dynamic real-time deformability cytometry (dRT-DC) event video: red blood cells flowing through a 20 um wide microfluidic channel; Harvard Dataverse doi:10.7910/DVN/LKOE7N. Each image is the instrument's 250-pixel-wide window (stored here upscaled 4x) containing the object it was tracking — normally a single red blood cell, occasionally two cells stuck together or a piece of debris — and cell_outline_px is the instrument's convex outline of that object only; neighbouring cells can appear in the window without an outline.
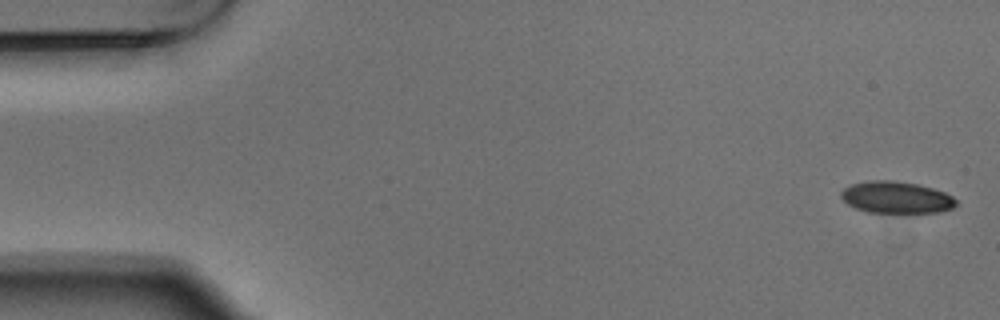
{"species": "Egyptian fruit bat (a non-hibernating species)", "species_latin": "Rousettus aegyptiacus", "temperature_condition": "warm", "stored_images_in_passage": 8, "camera_frame_rate_fps": 3000, "um_per_image_px": 0.085, "animal": {"sex": "male"}, "frame": {"image": 1, "passage_image": 1, "time_ms": 0.0, "image_size_px": [1000, 320], "cell_outline_px": [[960, 204], [952, 208], [940, 212], [868, 212], [856, 208], [848, 204], [840, 196], [840, 192], [844, 188], [852, 184], [868, 180], [892, 180], [916, 184], [932, 188], [944, 192], [952, 196]], "centroid_in_image_um": [76.19, 16.77], "position_along_channel_um": 8.8, "area_um2": 21.27}}
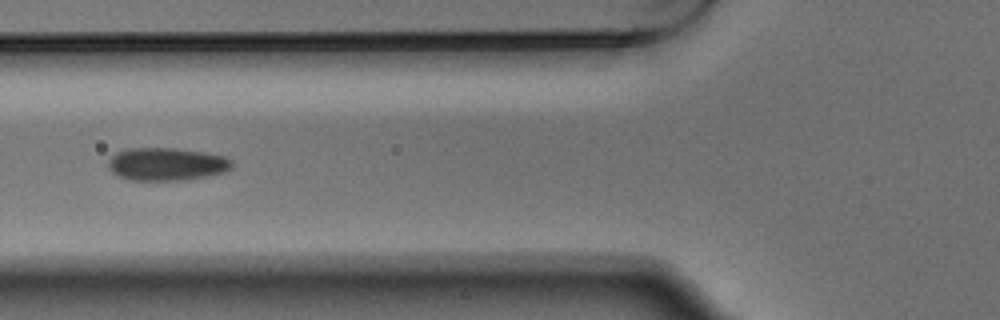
{"frame": {"image": 2, "passage_image": 6, "time_ms": 1.667, "image_size_px": [1000, 320], "cell_outline_px": [[232, 168], [224, 172], [208, 176], [188, 180], [128, 180], [116, 176], [108, 168], [108, 160], [116, 152], [132, 148], [172, 148], [204, 152], [224, 156], [232, 160]], "centroid_in_image_um": [14.15, 13.96], "position_along_channel_um": 111.7, "area_um2": 23.87}}
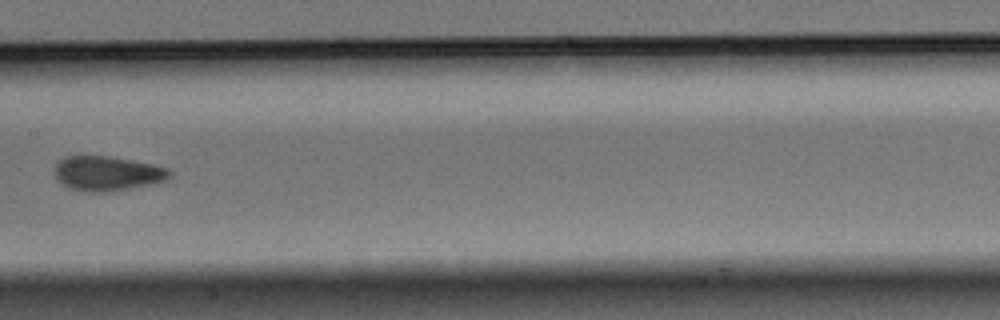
{"frame": {"image": 3, "passage_image": 8, "time_ms": 2.333, "image_size_px": [1000, 320], "cell_outline_px": [[172, 176], [164, 180], [148, 184], [108, 192], [84, 192], [68, 188], [60, 184], [56, 180], [52, 172], [56, 160], [64, 156], [108, 156], [132, 160], [152, 164], [168, 168], [172, 172]], "centroid_in_image_um": [9.01, 14.74], "position_along_channel_um": 198.4, "area_um2": 23.58}}